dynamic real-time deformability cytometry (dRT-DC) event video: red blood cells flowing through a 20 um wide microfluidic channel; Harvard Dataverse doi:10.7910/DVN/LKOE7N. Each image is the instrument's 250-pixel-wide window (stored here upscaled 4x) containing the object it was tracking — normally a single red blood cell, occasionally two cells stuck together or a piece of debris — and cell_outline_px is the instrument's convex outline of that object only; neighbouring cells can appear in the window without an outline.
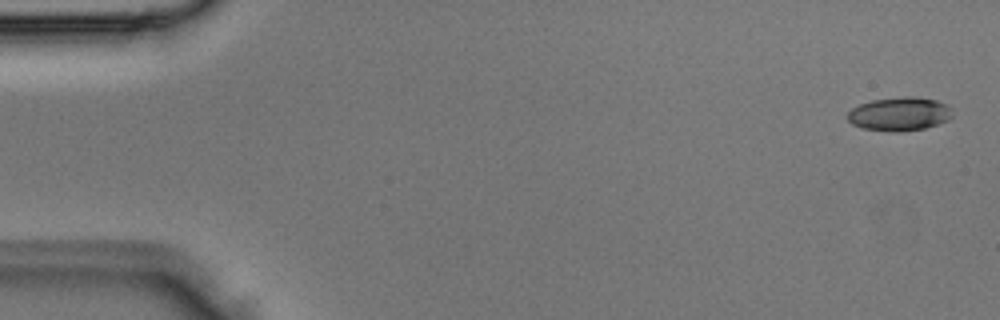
{"species": "Egyptian fruit bat (a non-hibernating species)", "species_latin": "Rousettus aegyptiacus", "temperature_condition": "room temperature", "stored_images_in_passage": 5, "camera_frame_rate_fps": 3000, "um_per_image_px": 0.085, "animal": {"sex": "male"}, "frame": {"image": 1, "passage_image": 1, "time_ms": 0.0, "image_size_px": [1000, 320], "cell_outline_px": [[952, 116], [948, 120], [924, 128], [900, 132], [892, 132], [860, 128], [852, 124], [848, 120], [848, 112], [852, 108], [860, 104], [872, 100], [900, 96], [916, 96], [936, 100], [952, 108]], "centroid_in_image_um": [76.44, 9.68], "position_along_channel_um": 8.6, "area_um2": 20.69}}
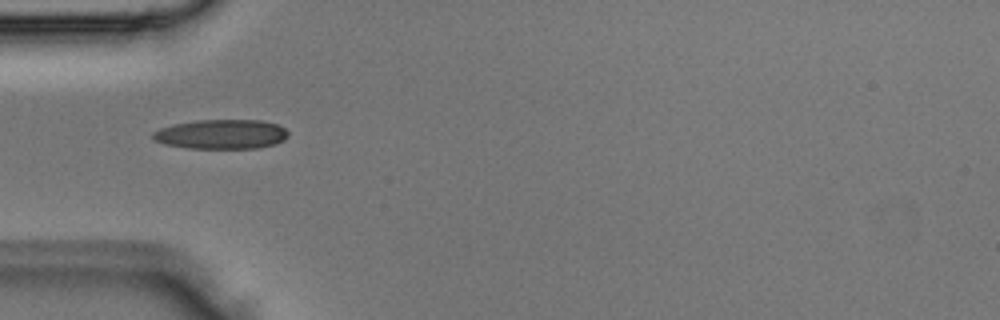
{"frame": {"image": 2, "passage_image": 4, "time_ms": 1.0, "image_size_px": [1000, 320], "cell_outline_px": [[288, 136], [284, 140], [276, 144], [256, 148], [188, 148], [164, 144], [152, 140], [152, 132], [160, 128], [172, 124], [196, 120], [260, 120], [276, 124], [284, 128], [288, 132]], "centroid_in_image_um": [18.78, 11.41], "position_along_channel_um": 66.2, "area_um2": 23.41}}